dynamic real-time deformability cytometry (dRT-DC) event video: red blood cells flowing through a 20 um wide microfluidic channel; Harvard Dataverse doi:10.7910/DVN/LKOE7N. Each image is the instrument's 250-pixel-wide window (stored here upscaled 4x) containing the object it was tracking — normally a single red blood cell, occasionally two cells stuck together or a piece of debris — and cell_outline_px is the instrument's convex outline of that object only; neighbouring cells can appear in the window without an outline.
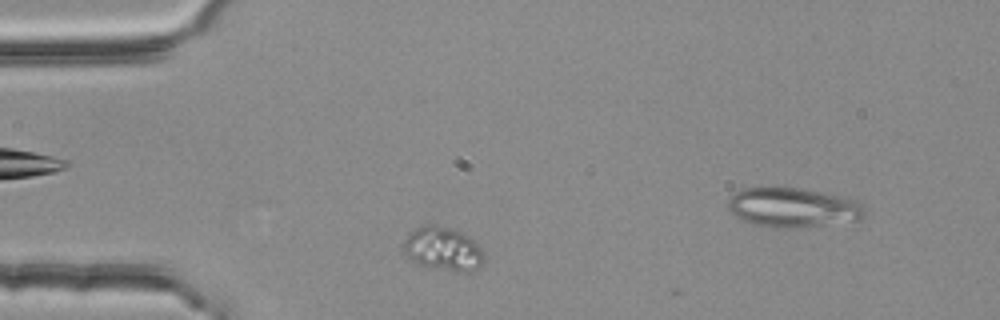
{"species": "common noctule bat (a hibernating species)", "species_latin": "Nyctalus noctula", "temperature_condition": "room temperature", "stored_images_in_passage": 2, "camera_frame_rate_fps": 3000, "um_per_image_px": 0.085, "animal": {"sex": "female", "body_mass_g": 25.1}, "frame": {"image": 1, "passage_image": 1, "time_ms": 0.0, "image_size_px": [1000, 320], "cell_outline_px": [[484, 260], [476, 268], [468, 272], [456, 272], [416, 264], [408, 260], [400, 248], [404, 240], [416, 228], [428, 224], [436, 224], [460, 232], [468, 236], [484, 252]], "centroid_in_image_um": [37.59, 21.17], "position_along_channel_um": 47.4, "area_um2": 20.58}}